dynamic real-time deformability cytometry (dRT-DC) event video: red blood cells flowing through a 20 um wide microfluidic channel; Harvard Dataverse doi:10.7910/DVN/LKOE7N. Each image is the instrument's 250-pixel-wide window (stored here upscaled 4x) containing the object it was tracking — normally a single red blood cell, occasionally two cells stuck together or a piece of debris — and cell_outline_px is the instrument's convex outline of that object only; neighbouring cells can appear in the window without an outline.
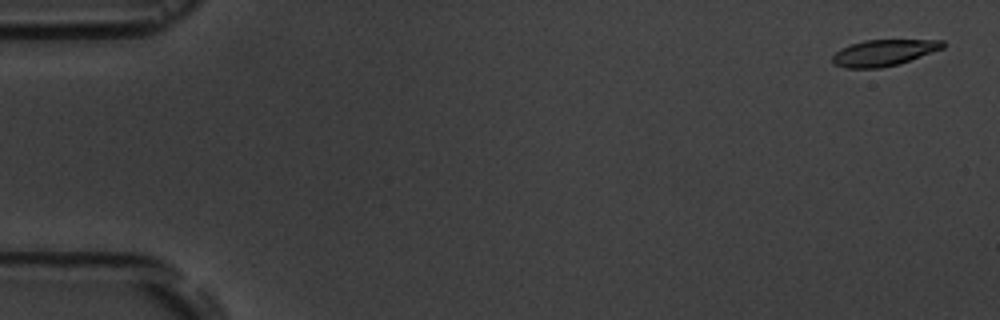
{"species": "common noctule bat (a hibernating species)", "species_latin": "Nyctalus noctula", "temperature_condition": "room temperature", "stored_images_in_passage": 4, "camera_frame_rate_fps": 3000, "um_per_image_px": 0.085, "animal": {"sex": "male", "body_mass_g": 19.5, "forearm_length_mm": 54.6}, "frame": {"image": 1, "passage_image": 1, "time_ms": 0.0, "image_size_px": [1000, 320], "cell_outline_px": [[944, 48], [896, 64], [880, 68], [844, 68], [832, 64], [832, 56], [840, 48], [864, 40], [944, 40]], "centroid_in_image_um": [75.06, 4.48], "position_along_channel_um": 9.9, "area_um2": 16.7}}
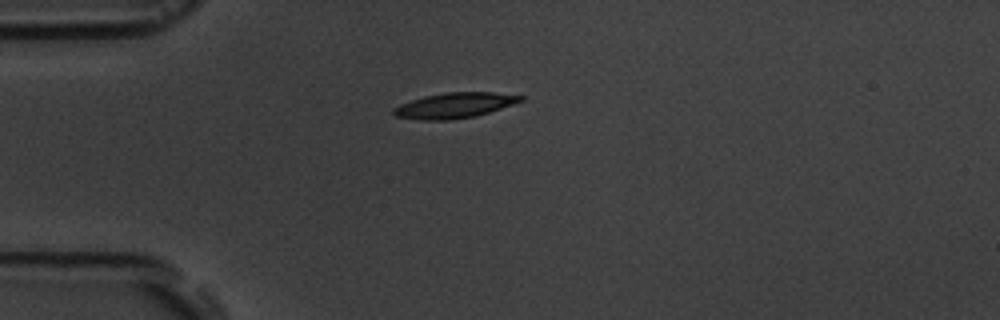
{"frame": {"image": 2, "passage_image": 4, "time_ms": 4.333, "image_size_px": [1000, 320], "cell_outline_px": [[524, 100], [476, 116], [448, 120], [420, 120], [396, 116], [392, 112], [392, 108], [400, 104], [424, 96], [444, 92], [492, 92], [524, 96]], "centroid_in_image_um": [38.6, 8.95], "position_along_channel_um": 46.4, "area_um2": 18.67}}